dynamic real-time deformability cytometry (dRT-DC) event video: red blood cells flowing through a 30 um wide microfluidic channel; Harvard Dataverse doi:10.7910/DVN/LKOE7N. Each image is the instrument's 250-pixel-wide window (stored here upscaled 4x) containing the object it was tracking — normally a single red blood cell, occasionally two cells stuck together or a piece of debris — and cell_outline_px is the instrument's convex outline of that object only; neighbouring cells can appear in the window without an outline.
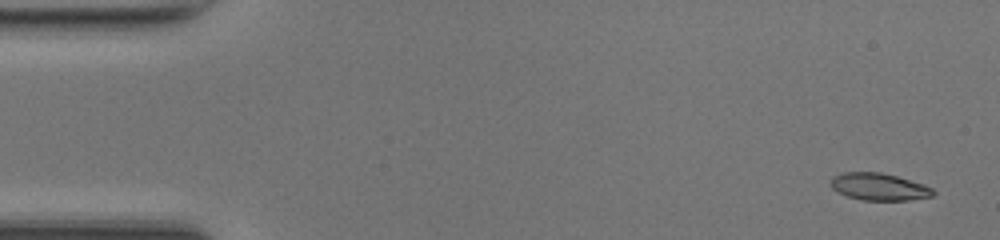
{"species": "common noctule bat (a hibernating species)", "species_latin": "Nyctalus noctula", "temperature_condition": "room temperature", "stored_images_in_passage": 49, "camera_frame_rate_fps": 3000, "um_per_image_px": 0.085, "animal": {"sex": "female", "body_mass_g": 17.0, "forearm_length_mm": 48.0}, "frame": {"image": 1, "passage_image": 2, "time_ms": 0.333, "image_size_px": [1000, 240], "cell_outline_px": [[936, 192], [932, 196], [908, 200], [860, 200], [836, 192], [832, 188], [832, 176], [844, 172], [880, 172], [896, 176], [924, 184], [932, 188]], "centroid_in_image_um": [74.71, 15.87], "position_along_channel_um": 10.3, "area_um2": 16.18}}
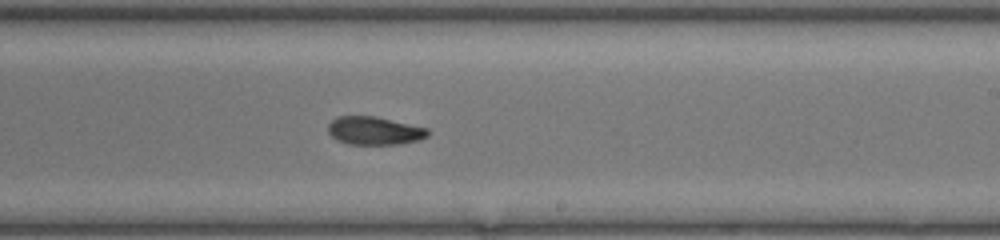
{"frame": {"image": 2, "passage_image": 29, "time_ms": 9.333, "image_size_px": [1000, 240], "cell_outline_px": [[428, 136], [420, 140], [400, 144], [348, 144], [336, 140], [328, 132], [328, 124], [336, 116], [376, 116], [428, 128]], "centroid_in_image_um": [31.82, 11.11], "position_along_channel_um": 257.2, "area_um2": 16.47}}
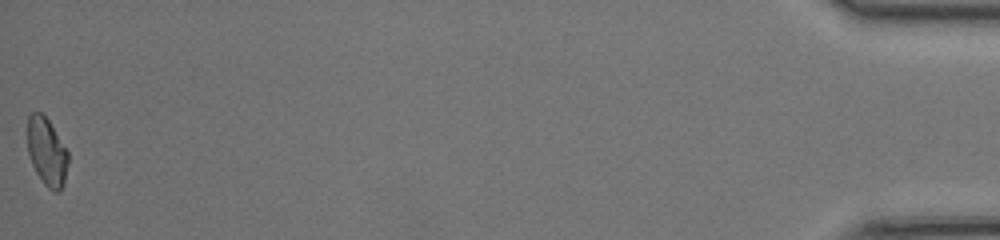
{"frame": {"image": 3, "passage_image": 49, "time_ms": 16.0, "image_size_px": [1000, 240], "cell_outline_px": [[68, 164], [64, 184], [60, 192], [56, 192], [48, 188], [44, 184], [36, 172], [32, 164], [28, 152], [28, 116], [32, 112], [40, 112], [48, 120], [68, 152]], "centroid_in_image_um": [3.99, 12.94], "position_along_channel_um": 431.2, "area_um2": 15.95}, "authors_computed_cell_mechanics": {"area_um2": 16.5886, "velocity_mm_per_s": 4.2253, "shape_relaxation_time_tau1_ms": null, "shape_relaxation_time_tau2_ms": 3.367, "deformation_change_tau1": null, "deformation_change_tau2": 0.08}}